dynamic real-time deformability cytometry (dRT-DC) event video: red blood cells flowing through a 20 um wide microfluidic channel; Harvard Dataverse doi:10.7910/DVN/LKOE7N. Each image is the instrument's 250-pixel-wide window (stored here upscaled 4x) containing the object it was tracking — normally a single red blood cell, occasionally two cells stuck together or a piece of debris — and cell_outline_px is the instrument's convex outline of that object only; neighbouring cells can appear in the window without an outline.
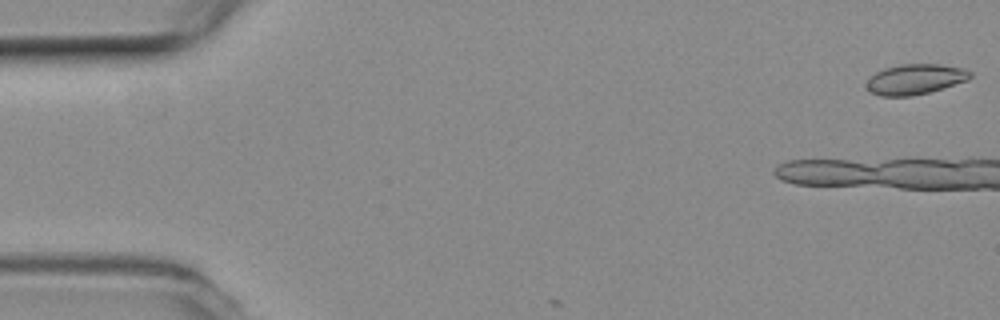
{"species": "common noctule bat (a hibernating species)", "species_latin": "Nyctalus noctula", "temperature_condition": "room temperature", "stored_images_in_passage": 4, "camera_frame_rate_fps": 3000, "um_per_image_px": 0.085, "animal": {"sex": "female", "body_mass_g": 19.3, "forearm_length_mm": 54.1}, "frame": {"image": 1, "passage_image": 1, "time_ms": 0.0, "image_size_px": [1000, 320], "cell_outline_px": [[972, 76], [968, 80], [928, 92], [912, 96], [880, 96], [872, 92], [868, 88], [868, 76], [884, 68], [900, 64], [940, 64], [964, 68], [972, 72]], "centroid_in_image_um": [77.8, 6.72], "position_along_channel_um": 7.2, "area_um2": 18.26}}
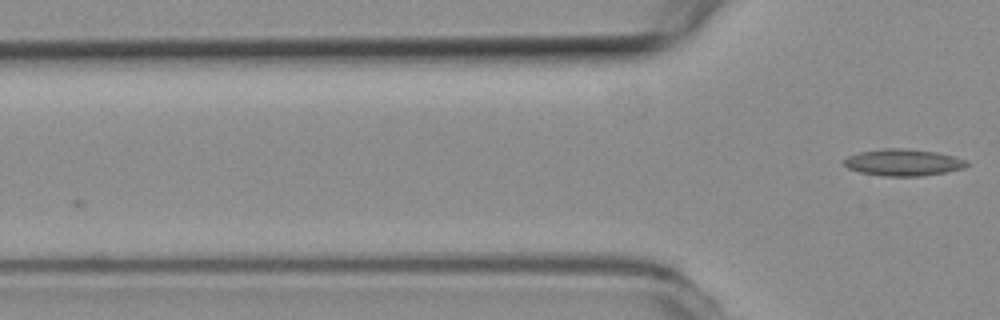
{"frame": {"image": 2, "passage_image": 4, "time_ms": 1.0, "image_size_px": [1000, 320], "cell_outline_px": [[972, 164], [964, 168], [944, 172], [920, 176], [884, 176], [860, 172], [848, 168], [844, 164], [844, 160], [848, 156], [860, 152], [884, 148], [904, 148], [936, 152], [956, 156], [968, 160]], "centroid_in_image_um": [76.83, 13.8], "position_along_channel_um": 49.0, "area_um2": 19.19}}